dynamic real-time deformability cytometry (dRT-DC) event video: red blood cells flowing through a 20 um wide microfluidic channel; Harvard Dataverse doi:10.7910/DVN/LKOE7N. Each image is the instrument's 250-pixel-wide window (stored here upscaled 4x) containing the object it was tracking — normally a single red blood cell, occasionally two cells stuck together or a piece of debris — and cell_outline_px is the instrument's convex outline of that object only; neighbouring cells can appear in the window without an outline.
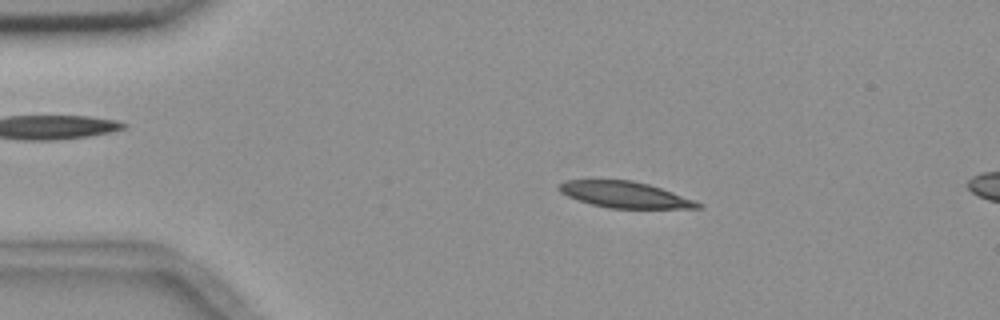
{"species": "common noctule bat (a hibernating species)", "species_latin": "Nyctalus noctula", "temperature_condition": "room temperature", "stored_images_in_passage": 56, "segment_of_instrument_passage": [1, 2], "camera_frame_rate_fps": 3000, "um_per_image_px": 0.085, "animal": {"sex": "female", "body_mass_g": 18.4}, "frame": {"image": 1, "passage_image": 10, "time_ms": 3.0, "image_size_px": [1000, 320], "cell_outline_px": [[704, 208], [608, 208], [592, 204], [568, 196], [560, 192], [556, 188], [564, 180], [632, 180], [648, 184], [696, 200], [704, 204]], "centroid_in_image_um": [53.14, 16.55], "position_along_channel_um": 31.9, "area_um2": 21.1}}
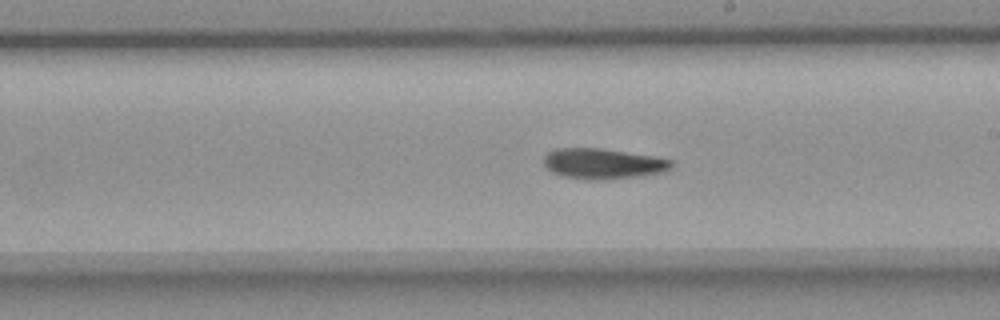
{"frame": {"image": 2, "passage_image": 31, "time_ms": 10.0, "image_size_px": [1000, 320], "cell_outline_px": [[676, 164], [672, 168], [664, 172], [640, 176], [608, 180], [584, 180], [564, 176], [552, 172], [544, 164], [544, 156], [548, 152], [556, 148], [600, 148], [656, 156], [672, 160]], "centroid_in_image_um": [51.31, 13.92], "position_along_channel_um": 237.7, "area_um2": 23.06}}
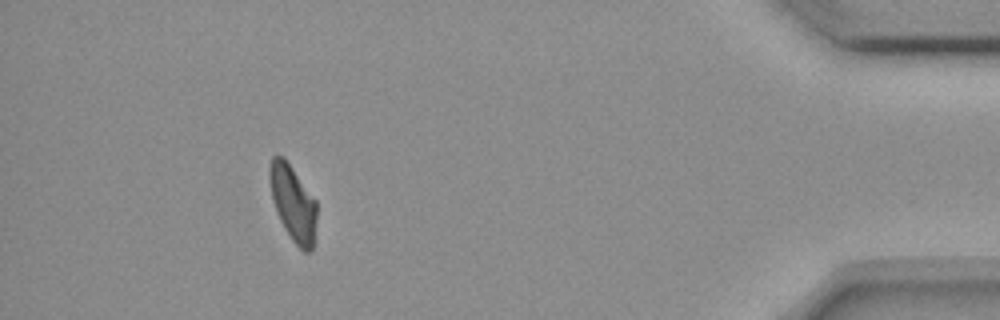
{"frame": {"image": 3, "passage_image": 50, "time_ms": 16.333, "image_size_px": [1000, 320], "cell_outline_px": [[316, 220], [312, 252], [304, 252], [292, 240], [284, 228], [276, 212], [272, 200], [268, 176], [268, 168], [272, 156], [284, 156], [316, 200]], "centroid_in_image_um": [24.88, 17.24], "position_along_channel_um": 410.3, "area_um2": 20.98}}